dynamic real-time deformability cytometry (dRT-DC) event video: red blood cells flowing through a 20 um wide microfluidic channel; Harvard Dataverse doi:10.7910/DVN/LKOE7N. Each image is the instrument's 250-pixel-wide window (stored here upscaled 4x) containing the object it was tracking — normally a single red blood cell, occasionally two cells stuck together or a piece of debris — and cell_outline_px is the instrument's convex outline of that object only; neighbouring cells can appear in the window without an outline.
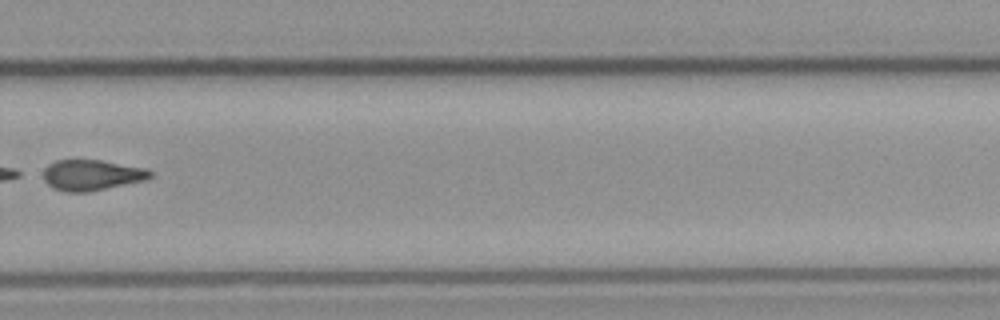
{"species": "common noctule bat (a hibernating species)", "species_latin": "Nyctalus noctula", "temperature_condition": "cold", "stored_images_in_passage": 8, "camera_frame_rate_fps": 3000, "um_per_image_px": 0.085, "animal": {"sex": "male", "body_mass_g": 23.1, "forearm_length_mm": 52.7}, "frame": {"image": 1, "passage_image": 8, "time_ms": 8.333, "image_size_px": [1000, 320], "cell_outline_px": [[156, 172], [148, 180], [88, 192], [64, 192], [52, 188], [44, 180], [44, 168], [48, 164], [56, 160], [100, 160], [148, 168]], "centroid_in_image_um": [7.85, 14.88], "position_along_channel_um": 321.9, "area_um2": 19.48}}